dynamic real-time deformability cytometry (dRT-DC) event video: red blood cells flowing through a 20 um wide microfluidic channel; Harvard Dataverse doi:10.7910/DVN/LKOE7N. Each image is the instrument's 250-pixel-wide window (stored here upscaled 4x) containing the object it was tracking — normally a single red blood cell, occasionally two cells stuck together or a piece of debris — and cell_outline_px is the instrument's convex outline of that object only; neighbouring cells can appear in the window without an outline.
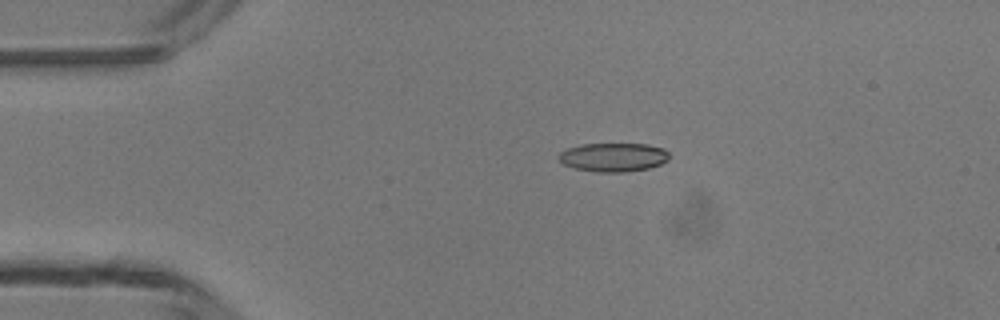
{"species": "common noctule bat (a hibernating species)", "species_latin": "Nyctalus noctula", "temperature_condition": "room temperature", "stored_images_in_passage": 4, "camera_frame_rate_fps": 3000, "um_per_image_px": 0.085, "animal": {"sex": "male", "body_mass_g": 13.3}, "frame": {"image": 1, "passage_image": 3, "time_ms": 2.333, "image_size_px": [1000, 320], "cell_outline_px": [[672, 156], [668, 160], [660, 164], [648, 168], [624, 172], [596, 172], [576, 168], [564, 164], [556, 156], [560, 152], [568, 148], [580, 144], [648, 144], [664, 148]], "centroid_in_image_um": [52.16, 13.35], "position_along_channel_um": 32.8, "area_um2": 18.61}}